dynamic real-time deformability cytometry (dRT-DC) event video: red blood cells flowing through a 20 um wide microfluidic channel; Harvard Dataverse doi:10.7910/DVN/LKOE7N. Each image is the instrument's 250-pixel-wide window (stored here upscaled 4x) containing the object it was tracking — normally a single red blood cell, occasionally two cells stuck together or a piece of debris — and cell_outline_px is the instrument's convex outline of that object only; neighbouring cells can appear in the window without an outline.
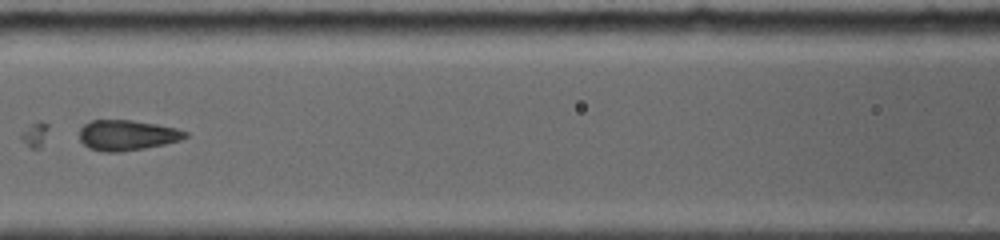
{"species": "common noctule bat (a hibernating species)", "species_latin": "Nyctalus noctula", "temperature_condition": "room temperature", "stored_images_in_passage": 22, "segment_of_instrument_passage": [1, 2], "camera_frame_rate_fps": 5000, "um_per_image_px": 0.085, "animal": {"sex": "female", "body_mass_g": 19.0, "forearm_length_mm": 56.7}, "frame": {"image": 1, "passage_image": 6, "time_ms": 3.8, "image_size_px": [1000, 240], "cell_outline_px": [[188, 136], [180, 140], [164, 144], [144, 148], [116, 152], [108, 152], [88, 148], [80, 140], [80, 128], [84, 124], [92, 120], [132, 120], [156, 124], [176, 128], [188, 132]], "centroid_in_image_um": [10.8, 11.48], "position_along_channel_um": 155.8, "area_um2": 18.61}}
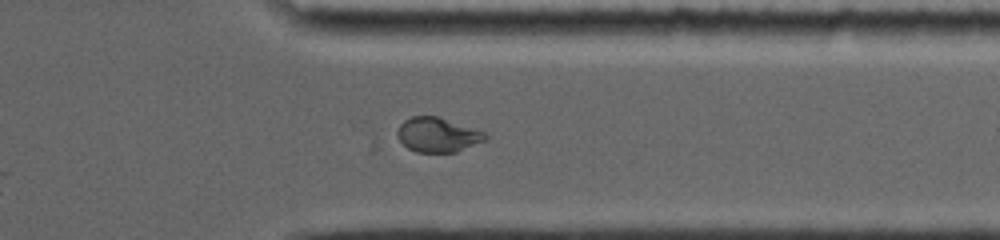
{"frame": {"image": 2, "passage_image": 16, "time_ms": 9.4, "image_size_px": [1000, 240], "cell_outline_px": [[488, 136], [484, 140], [456, 152], [416, 152], [408, 148], [396, 136], [396, 132], [400, 124], [404, 120], [412, 116], [436, 116], [484, 132]], "centroid_in_image_um": [37.15, 11.46], "position_along_channel_um": 374.3, "area_um2": 17.4}}
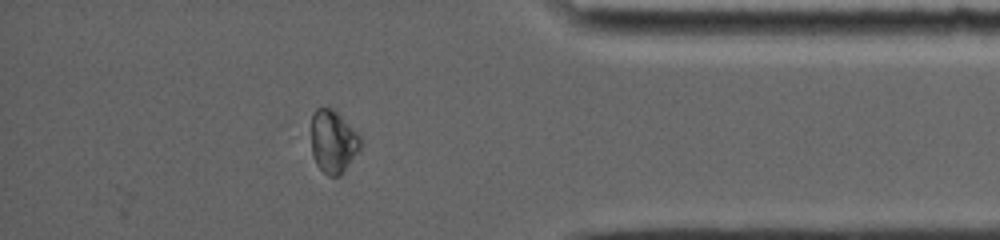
{"frame": {"image": 3, "passage_image": 18, "time_ms": 10.6, "image_size_px": [1000, 240], "cell_outline_px": [[360, 148], [340, 176], [328, 176], [316, 164], [312, 156], [312, 112], [316, 108], [332, 108], [360, 136]], "centroid_in_image_um": [28.29, 12.04], "position_along_channel_um": 406.9, "area_um2": 17.69}}